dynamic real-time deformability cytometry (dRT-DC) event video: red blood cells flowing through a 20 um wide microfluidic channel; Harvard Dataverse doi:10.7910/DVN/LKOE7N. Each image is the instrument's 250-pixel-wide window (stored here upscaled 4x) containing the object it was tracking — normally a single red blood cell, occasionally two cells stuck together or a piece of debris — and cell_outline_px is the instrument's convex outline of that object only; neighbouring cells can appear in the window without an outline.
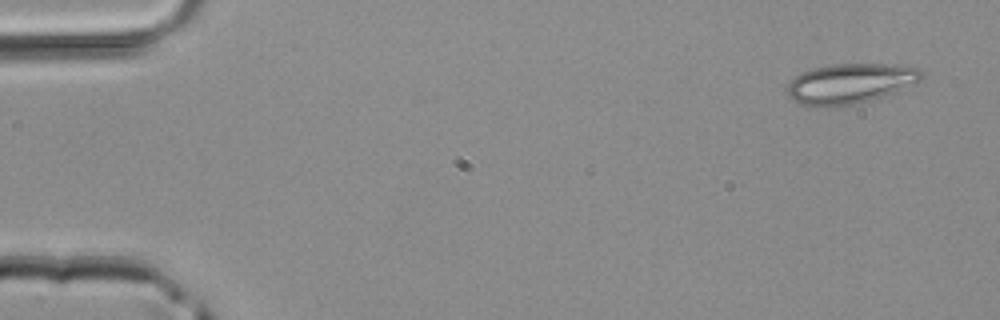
{"species": "common noctule bat (a hibernating species)", "species_latin": "Nyctalus noctula", "temperature_condition": "room temperature", "stored_images_in_passage": 4, "camera_frame_rate_fps": 3000, "um_per_image_px": 0.085, "animal": {"sex": "male", "body_mass_g": 20.4}, "frame": {"image": 1, "passage_image": 1, "time_ms": 0.0, "image_size_px": [1000, 320], "cell_outline_px": [[924, 76], [916, 84], [868, 100], [852, 104], [800, 104], [788, 96], [788, 84], [800, 72], [812, 68], [832, 64], [888, 64], [916, 68], [924, 72]], "centroid_in_image_um": [72.29, 7.05], "position_along_channel_um": 12.7, "area_um2": 30.4}}
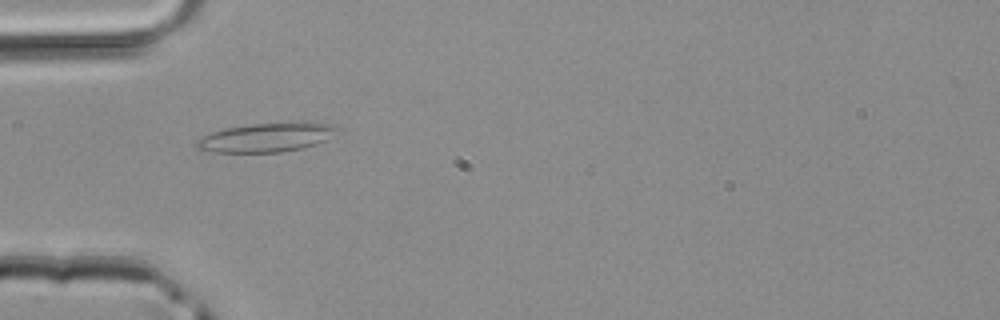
{"frame": {"image": 2, "passage_image": 4, "time_ms": 1.0, "image_size_px": [1000, 320], "cell_outline_px": [[340, 128], [328, 140], [304, 148], [280, 152], [212, 152], [196, 148], [196, 140], [212, 132], [224, 128], [252, 124], [316, 120], [332, 124]], "centroid_in_image_um": [22.75, 11.65], "position_along_channel_um": 62.2, "area_um2": 24.33}}